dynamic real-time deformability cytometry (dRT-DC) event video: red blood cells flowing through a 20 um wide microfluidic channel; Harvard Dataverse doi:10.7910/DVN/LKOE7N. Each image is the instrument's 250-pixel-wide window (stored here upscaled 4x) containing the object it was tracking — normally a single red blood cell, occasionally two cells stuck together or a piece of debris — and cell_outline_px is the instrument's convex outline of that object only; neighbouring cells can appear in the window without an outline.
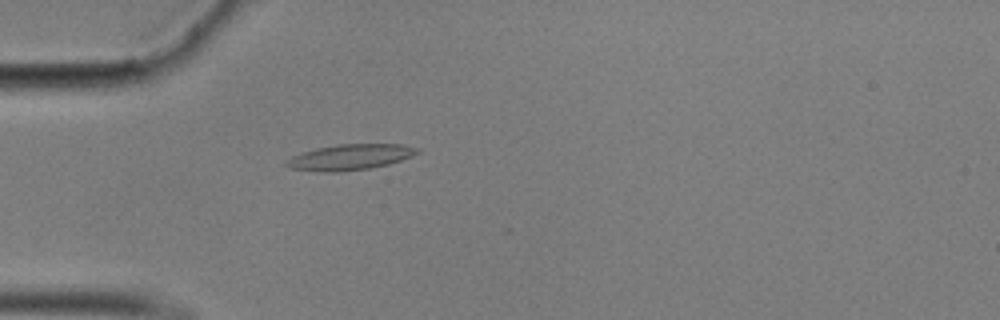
{"species": "common noctule bat (a hibernating species)", "species_latin": "Nyctalus noctula", "temperature_condition": "cold", "stored_images_in_passage": 29, "camera_frame_rate_fps": 3000, "um_per_image_px": 0.085, "animal": {"sex": "male", "body_mass_g": 17.9}, "frame": {"image": 1, "passage_image": 17, "time_ms": 5.333, "image_size_px": [1000, 320], "cell_outline_px": [[420, 152], [412, 156], [388, 164], [372, 168], [340, 172], [324, 172], [292, 168], [284, 164], [284, 160], [292, 156], [316, 148], [336, 144], [404, 144], [420, 148]], "centroid_in_image_um": [29.78, 13.35], "position_along_channel_um": 55.2, "area_um2": 19.71}}
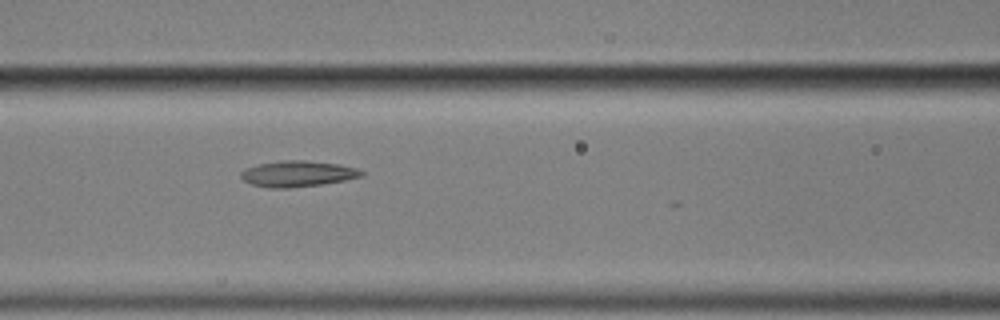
{"frame": {"image": 2, "passage_image": 25, "time_ms": 8.0, "image_size_px": [1000, 320], "cell_outline_px": [[364, 176], [344, 180], [320, 184], [288, 188], [268, 188], [252, 184], [244, 180], [240, 176], [240, 172], [244, 168], [256, 164], [284, 160], [304, 160], [340, 164], [356, 168], [364, 172]], "centroid_in_image_um": [25.27, 14.76], "position_along_channel_um": 141.3, "area_um2": 18.26}}
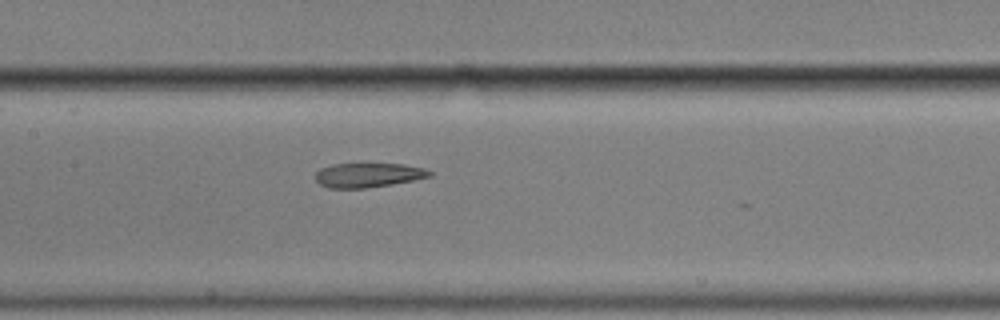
{"frame": {"image": 3, "passage_image": 28, "time_ms": 9.0, "image_size_px": [1000, 320], "cell_outline_px": [[432, 176], [392, 184], [364, 188], [328, 188], [320, 184], [316, 180], [316, 172], [320, 168], [332, 164], [404, 164], [424, 168], [432, 172]], "centroid_in_image_um": [31.28, 14.88], "position_along_channel_um": 176.1, "area_um2": 16.13}}